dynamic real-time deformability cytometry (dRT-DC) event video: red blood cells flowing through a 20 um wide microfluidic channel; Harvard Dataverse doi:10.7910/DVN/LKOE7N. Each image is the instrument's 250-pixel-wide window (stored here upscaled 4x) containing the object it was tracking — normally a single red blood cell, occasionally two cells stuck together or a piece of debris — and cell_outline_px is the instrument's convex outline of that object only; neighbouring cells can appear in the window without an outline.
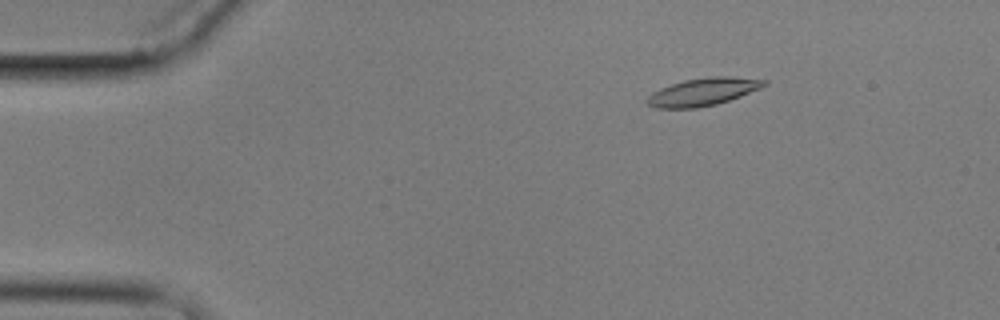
{"species": "common noctule bat (a hibernating species)", "species_latin": "Nyctalus noctula", "temperature_condition": "cold", "stored_images_in_passage": 6, "segment_of_instrument_passage": [1, 2], "camera_frame_rate_fps": 3000, "um_per_image_px": 0.085, "animal": {"sex": "male", "body_mass_g": 17.9}, "frame": {"image": 1, "passage_image": 3, "time_ms": 2.333, "image_size_px": [1000, 320], "cell_outline_px": [[768, 84], [760, 88], [740, 96], [716, 104], [696, 108], [656, 108], [648, 104], [644, 100], [652, 92], [660, 88], [684, 80], [712, 76], [728, 76], [768, 80]], "centroid_in_image_um": [59.74, 7.8], "position_along_channel_um": 25.3, "area_um2": 18.79}}